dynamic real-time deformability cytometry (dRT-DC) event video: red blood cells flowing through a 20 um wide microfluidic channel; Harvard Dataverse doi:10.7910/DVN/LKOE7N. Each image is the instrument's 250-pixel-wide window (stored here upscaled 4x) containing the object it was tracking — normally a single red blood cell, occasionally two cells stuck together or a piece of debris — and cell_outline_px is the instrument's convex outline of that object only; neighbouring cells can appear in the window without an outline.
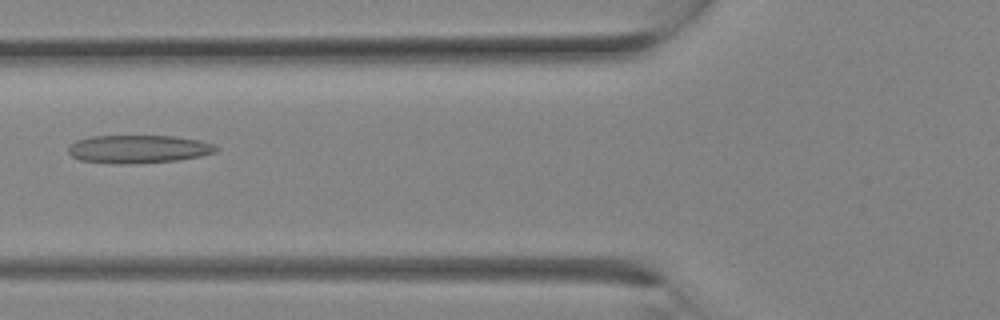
{"species": "Egyptian fruit bat (a non-hibernating species)", "species_latin": "Rousettus aegyptiacus", "temperature_condition": "room temperature", "stored_images_in_passage": 8, "camera_frame_rate_fps": 3000, "um_per_image_px": 0.085, "animal": {"sex": "female"}, "frame": {"image": 1, "passage_image": 7, "time_ms": 2.0, "image_size_px": [1000, 320], "cell_outline_px": [[220, 148], [216, 152], [200, 156], [180, 160], [132, 164], [112, 164], [80, 160], [72, 156], [68, 152], [68, 148], [76, 140], [88, 136], [172, 136], [200, 140], [212, 144]], "centroid_in_image_um": [11.76, 12.68], "position_along_channel_um": 114.0, "area_um2": 24.39}}